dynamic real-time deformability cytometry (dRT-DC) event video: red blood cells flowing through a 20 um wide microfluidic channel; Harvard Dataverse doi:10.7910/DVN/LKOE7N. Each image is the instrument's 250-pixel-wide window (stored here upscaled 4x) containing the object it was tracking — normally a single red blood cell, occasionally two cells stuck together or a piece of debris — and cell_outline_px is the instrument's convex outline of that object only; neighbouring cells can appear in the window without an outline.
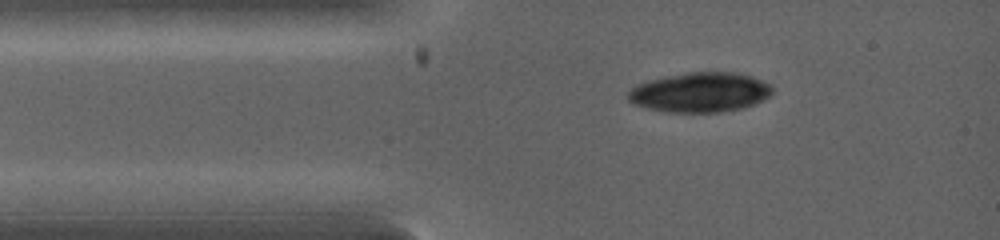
{"species": "common noctule bat (a hibernating species)", "species_latin": "Nyctalus noctula", "temperature_condition": "warm", "stored_images_in_passage": 2, "camera_frame_rate_fps": 5000, "um_per_image_px": 0.085, "animal": {"sex": "female", "body_mass_g": 19.0, "forearm_length_mm": 53.3}, "frame": {"image": 1, "passage_image": 1, "time_ms": 0.0, "image_size_px": [1000, 240], "cell_outline_px": [[772, 96], [764, 100], [744, 108], [720, 112], [664, 112], [632, 104], [628, 100], [628, 92], [636, 84], [644, 80], [664, 76], [688, 72], [736, 72], [752, 76], [772, 84]], "centroid_in_image_um": [59.51, 7.84], "position_along_channel_um": 25.5, "area_um2": 33.99}}